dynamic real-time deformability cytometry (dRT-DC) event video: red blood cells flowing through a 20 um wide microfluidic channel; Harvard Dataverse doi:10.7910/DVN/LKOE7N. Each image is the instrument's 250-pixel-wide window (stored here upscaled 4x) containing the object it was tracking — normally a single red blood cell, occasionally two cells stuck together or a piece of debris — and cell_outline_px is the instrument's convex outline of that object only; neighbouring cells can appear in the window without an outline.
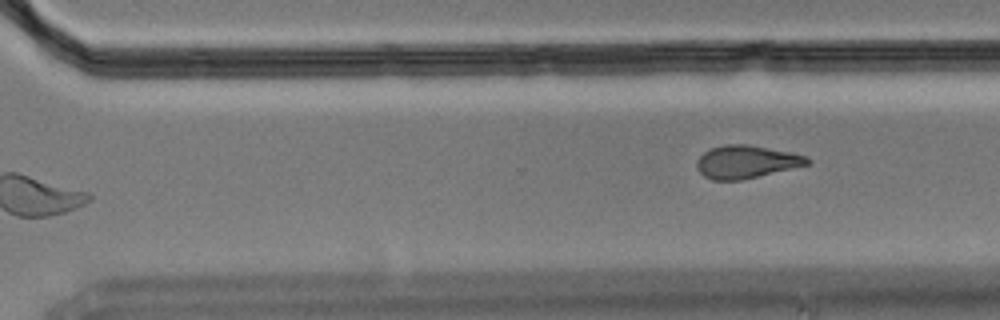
{"species": "Egyptian fruit bat (a non-hibernating species)", "species_latin": "Rousettus aegyptiacus", "temperature_condition": "cold", "stored_images_in_passage": 10, "camera_frame_rate_fps": 3000, "um_per_image_px": 0.085, "animal": {"sex": "male"}, "frame": {"image": 1, "passage_image": 10, "time_ms": 3.0, "image_size_px": [1000, 320], "cell_outline_px": [[812, 164], [740, 180], [712, 180], [704, 176], [696, 168], [696, 164], [700, 156], [704, 152], [712, 148], [724, 144], [748, 144], [808, 156], [812, 160]], "centroid_in_image_um": [63.45, 13.75], "position_along_channel_um": 307.1, "area_um2": 21.15}}